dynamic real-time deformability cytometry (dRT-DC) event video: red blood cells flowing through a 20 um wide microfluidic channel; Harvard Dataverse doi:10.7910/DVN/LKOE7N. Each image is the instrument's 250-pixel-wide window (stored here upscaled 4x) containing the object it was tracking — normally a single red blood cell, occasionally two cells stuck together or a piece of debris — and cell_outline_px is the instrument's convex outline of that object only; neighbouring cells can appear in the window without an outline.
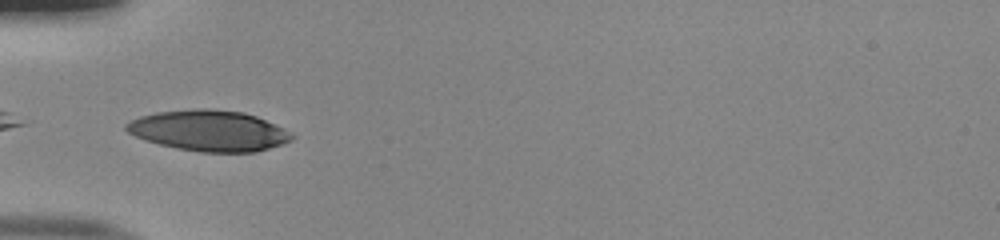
{"species": "human", "species_latin": "Homo sapiens", "temperature_condition": "room temperature", "stored_images_in_passage": 35, "camera_frame_rate_fps": 3000, "um_per_image_px": 0.085, "donor": {"sex": "male"}, "frame": {"image": 1, "passage_image": 1, "time_ms": 0.0, "image_size_px": [1000, 240], "cell_outline_px": [[296, 136], [292, 140], [256, 152], [200, 152], [176, 148], [144, 140], [128, 132], [124, 128], [124, 124], [140, 116], [156, 112], [196, 108], [204, 108], [244, 112], [256, 116], [284, 128], [292, 132]], "centroid_in_image_um": [17.76, 11.1], "position_along_channel_um": 67.2, "area_um2": 39.42}}
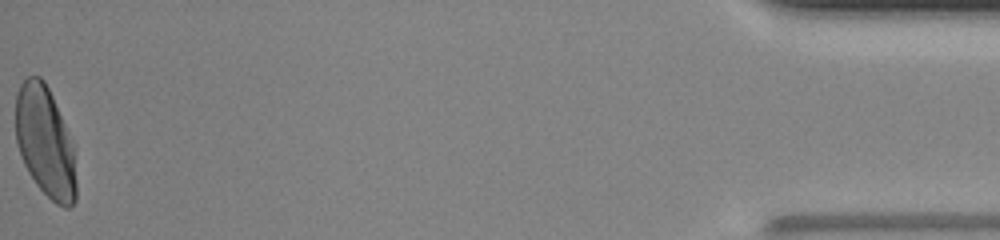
{"frame": {"image": 2, "passage_image": 35, "time_ms": 11.333, "image_size_px": [1000, 240], "cell_outline_px": [[76, 200], [68, 208], [64, 208], [56, 204], [36, 184], [28, 172], [24, 164], [16, 140], [16, 92], [20, 84], [28, 76], [40, 76], [44, 80], [52, 96], [64, 124], [72, 148], [76, 184]], "centroid_in_image_um": [3.81, 12.06], "position_along_channel_um": 431.4, "area_um2": 38.38}, "authors_computed_cell_mechanics": {"area_um2": 38.6104, "velocity_mm_per_s": 4.0148, "shape_relaxation_time_tau1_ms": 3.2586, "shape_relaxation_time_tau2_ms": null, "deformation_change_tau1": 0.1852, "deformation_change_tau2": null}}